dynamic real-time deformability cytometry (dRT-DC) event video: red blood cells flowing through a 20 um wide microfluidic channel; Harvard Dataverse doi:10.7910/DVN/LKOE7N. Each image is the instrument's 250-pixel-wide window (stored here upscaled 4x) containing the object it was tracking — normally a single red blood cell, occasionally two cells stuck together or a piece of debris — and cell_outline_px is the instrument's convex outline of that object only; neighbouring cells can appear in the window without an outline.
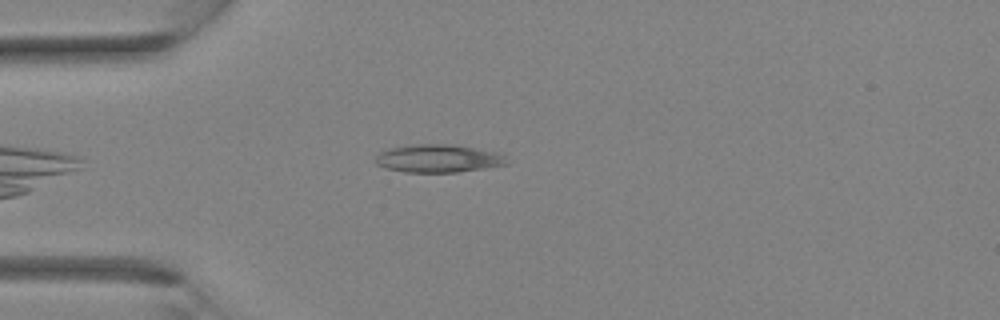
{"species": "Egyptian fruit bat (a non-hibernating species)", "species_latin": "Rousettus aegyptiacus", "temperature_condition": "room temperature", "stored_images_in_passage": 26, "camera_frame_rate_fps": 3000, "um_per_image_px": 0.085, "animal": {"sex": "female"}, "frame": {"image": 1, "passage_image": 1, "time_ms": 0.0, "image_size_px": [1000, 320], "cell_outline_px": [[508, 164], [484, 168], [456, 172], [404, 172], [384, 168], [376, 164], [376, 156], [380, 152], [388, 148], [416, 144], [456, 144], [496, 152], [504, 156]], "centroid_in_image_um": [37.22, 13.46], "position_along_channel_um": 47.8, "area_um2": 21.39}}
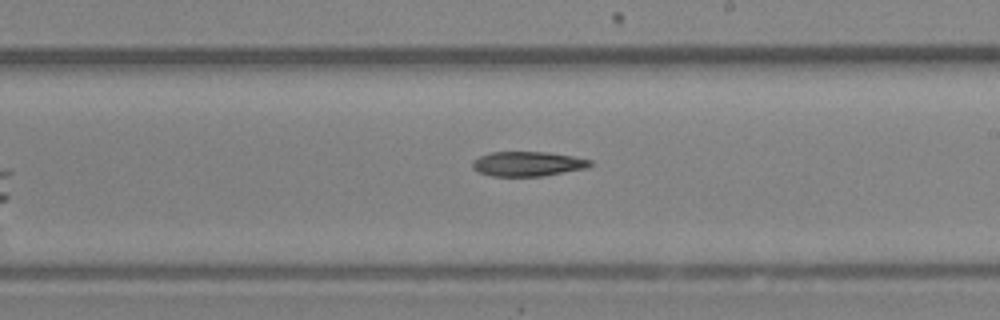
{"frame": {"image": 2, "passage_image": 12, "time_ms": 3.667, "image_size_px": [1000, 320], "cell_outline_px": [[596, 164], [588, 168], [544, 176], [492, 176], [480, 172], [472, 168], [472, 160], [480, 156], [492, 152], [548, 152], [572, 156], [592, 160]], "centroid_in_image_um": [44.91, 13.93], "position_along_channel_um": 244.1, "area_um2": 17.11}}
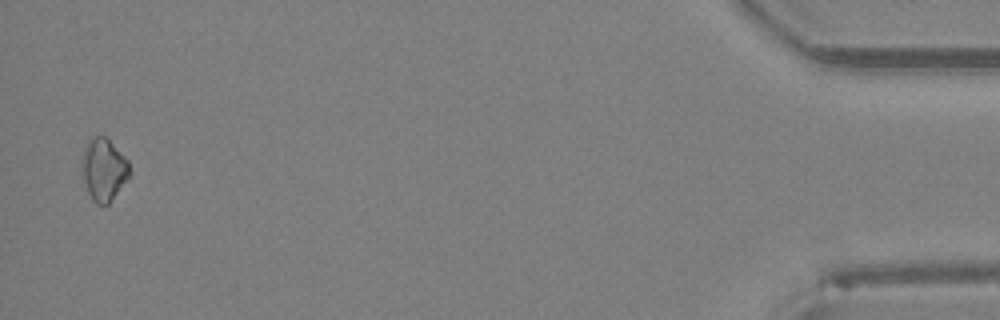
{"frame": {"image": 3, "passage_image": 26, "time_ms": 8.333, "image_size_px": [1000, 320], "cell_outline_px": [[132, 172], [128, 180], [108, 204], [96, 204], [92, 200], [88, 192], [80, 172], [80, 160], [84, 148], [88, 140], [92, 136], [104, 136], [128, 160]], "centroid_in_image_um": [8.8, 14.42], "position_along_channel_um": 426.4, "area_um2": 17.69}}